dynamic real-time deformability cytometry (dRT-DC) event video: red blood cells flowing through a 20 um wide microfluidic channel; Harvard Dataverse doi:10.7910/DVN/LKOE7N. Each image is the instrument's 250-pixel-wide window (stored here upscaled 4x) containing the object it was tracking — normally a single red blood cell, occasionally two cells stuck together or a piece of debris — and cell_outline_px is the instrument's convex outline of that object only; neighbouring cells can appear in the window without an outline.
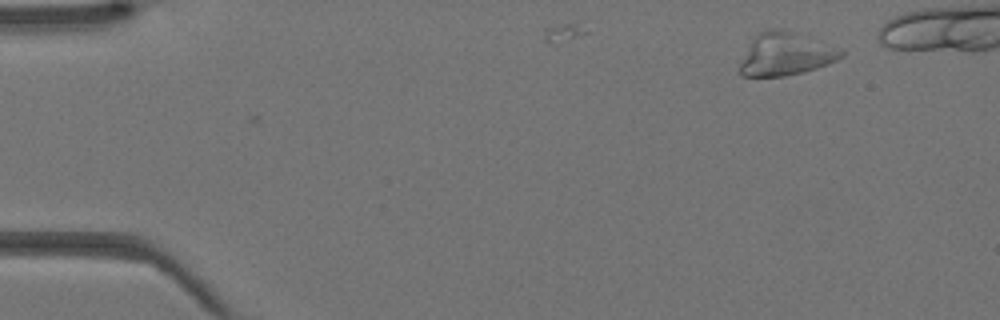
{"species": "Egyptian fruit bat (a non-hibernating species)", "species_latin": "Rousettus aegyptiacus", "temperature_condition": "warm", "stored_images_in_passage": 5, "camera_frame_rate_fps": 3000, "um_per_image_px": 0.085, "animal": {"sex": "female"}, "frame": {"image": 1, "passage_image": 1, "time_ms": 0.0, "image_size_px": [1000, 320], "cell_outline_px": [[844, 56], [828, 64], [804, 72], [784, 76], [744, 76], [740, 72], [740, 64], [752, 40], [760, 32], [768, 28], [772, 28], [792, 32], [844, 48]], "centroid_in_image_um": [66.84, 4.6], "position_along_channel_um": 18.2, "area_um2": 25.03}}